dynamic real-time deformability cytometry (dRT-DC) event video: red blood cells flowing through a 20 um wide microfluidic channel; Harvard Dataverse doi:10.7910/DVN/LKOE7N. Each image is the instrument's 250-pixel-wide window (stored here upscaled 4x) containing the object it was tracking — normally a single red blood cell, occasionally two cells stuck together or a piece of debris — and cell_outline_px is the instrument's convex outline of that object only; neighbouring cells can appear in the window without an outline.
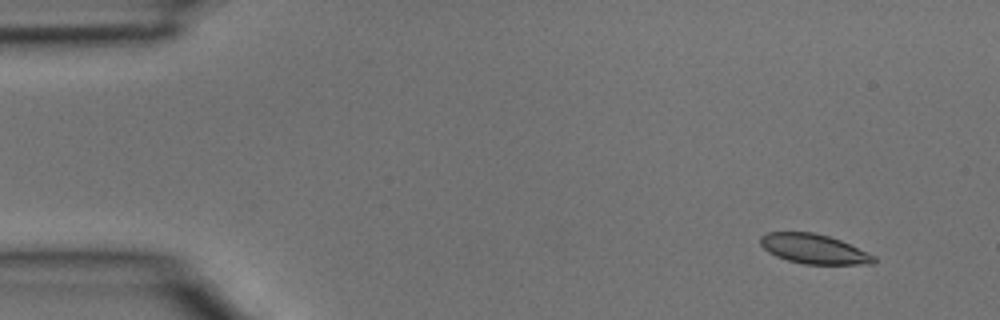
{"species": "common noctule bat (a hibernating species)", "species_latin": "Nyctalus noctula", "temperature_condition": "room temperature", "stored_images_in_passage": 4, "camera_frame_rate_fps": 3000, "um_per_image_px": 0.085, "animal": {"sex": "male", "body_mass_g": 15.6}, "frame": {"image": 1, "passage_image": 1, "time_ms": 0.0, "image_size_px": [1000, 320], "cell_outline_px": [[876, 260], [872, 264], [804, 264], [788, 260], [776, 256], [768, 252], [760, 244], [760, 236], [768, 232], [812, 232], [828, 236], [840, 240], [876, 256]], "centroid_in_image_um": [69.16, 21.16], "position_along_channel_um": 15.8, "area_um2": 19.48}}